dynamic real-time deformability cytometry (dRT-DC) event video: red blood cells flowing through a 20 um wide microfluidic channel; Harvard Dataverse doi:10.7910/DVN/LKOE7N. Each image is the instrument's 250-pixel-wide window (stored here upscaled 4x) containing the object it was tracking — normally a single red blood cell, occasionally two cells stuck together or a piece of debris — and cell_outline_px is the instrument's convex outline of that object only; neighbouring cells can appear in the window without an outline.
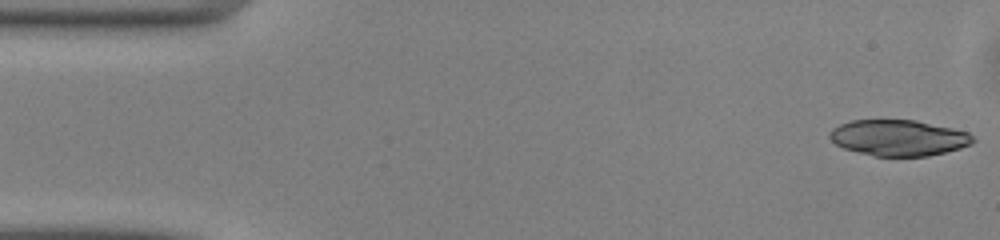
{"species": "common noctule bat (a hibernating species)", "species_latin": "Nyctalus noctula", "temperature_condition": "warm", "stored_images_in_passage": 48, "camera_frame_rate_fps": 3000, "um_per_image_px": 0.085, "animal": {"sex": "male", "body_mass_g": 13.0, "forearm_length_mm": 53.1}, "frame": {"image": 1, "passage_image": 1, "time_ms": 0.0, "image_size_px": [1000, 240], "cell_outline_px": [[976, 140], [972, 144], [960, 148], [928, 156], [876, 156], [844, 148], [836, 144], [828, 136], [832, 128], [840, 124], [852, 120], [916, 120], [952, 128], [968, 132]], "centroid_in_image_um": [76.39, 11.71], "position_along_channel_um": 8.6, "area_um2": 29.88}}